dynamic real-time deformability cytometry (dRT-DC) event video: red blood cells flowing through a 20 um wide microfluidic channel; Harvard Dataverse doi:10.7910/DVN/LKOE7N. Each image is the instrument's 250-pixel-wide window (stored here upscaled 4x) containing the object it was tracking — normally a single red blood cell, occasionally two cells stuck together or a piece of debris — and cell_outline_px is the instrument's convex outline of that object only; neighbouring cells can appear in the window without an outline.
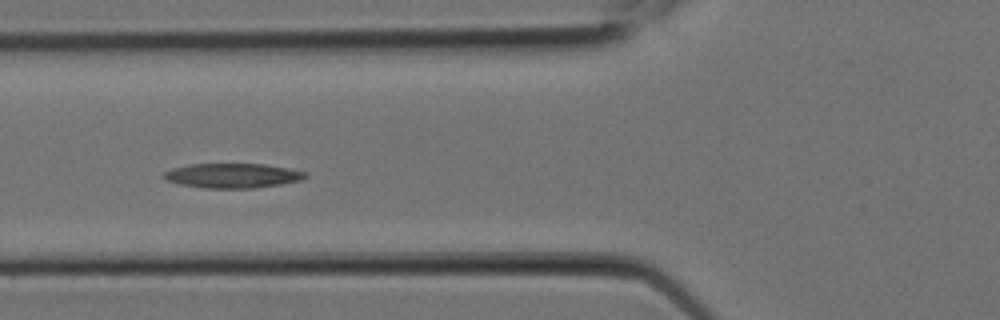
{"species": "Egyptian fruit bat (a non-hibernating species)", "species_latin": "Rousettus aegyptiacus", "temperature_condition": "room temperature", "stored_images_in_passage": 9, "camera_frame_rate_fps": 3000, "um_per_image_px": 0.085, "animal": {"sex": "female"}, "frame": {"image": 1, "passage_image": 7, "time_ms": 2.0, "image_size_px": [1000, 320], "cell_outline_px": [[308, 176], [300, 180], [280, 184], [252, 188], [204, 188], [180, 184], [168, 180], [160, 176], [164, 172], [172, 168], [188, 164], [264, 164], [308, 172]], "centroid_in_image_um": [19.74, 14.92], "position_along_channel_um": 106.1, "area_um2": 20.23}}
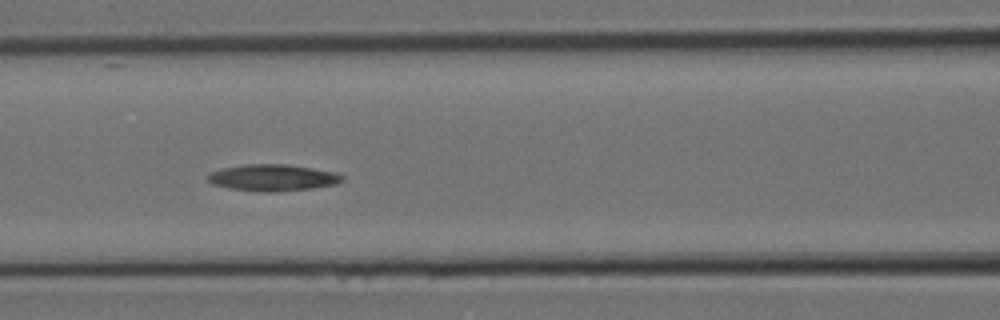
{"frame": {"image": 2, "passage_image": 8, "time_ms": 2.333, "image_size_px": [1000, 320], "cell_outline_px": [[344, 180], [336, 184], [312, 188], [276, 192], [260, 192], [228, 188], [212, 184], [204, 180], [204, 176], [212, 172], [224, 168], [244, 164], [288, 164], [336, 172], [344, 176]], "centroid_in_image_um": [23.15, 15.1], "position_along_channel_um": 143.4, "area_um2": 21.1}}
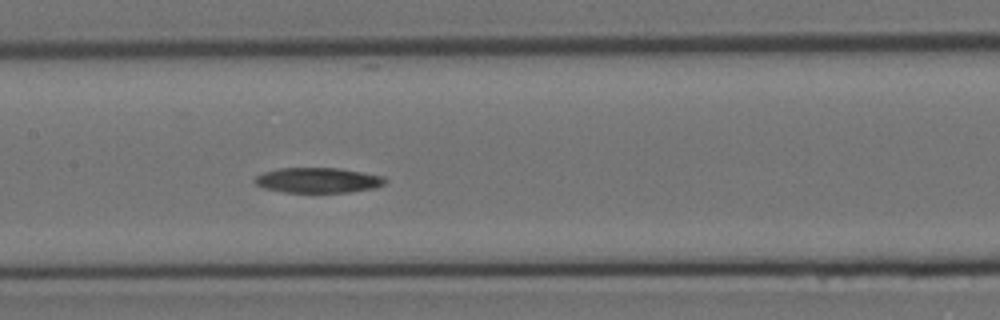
{"frame": {"image": 3, "passage_image": 9, "time_ms": 2.667, "image_size_px": [1000, 320], "cell_outline_px": [[388, 180], [384, 184], [376, 188], [348, 192], [284, 192], [264, 188], [256, 184], [252, 180], [256, 176], [264, 172], [280, 168], [340, 168], [384, 176]], "centroid_in_image_um": [27.05, 15.32], "position_along_channel_um": 180.4, "area_um2": 19.19}}